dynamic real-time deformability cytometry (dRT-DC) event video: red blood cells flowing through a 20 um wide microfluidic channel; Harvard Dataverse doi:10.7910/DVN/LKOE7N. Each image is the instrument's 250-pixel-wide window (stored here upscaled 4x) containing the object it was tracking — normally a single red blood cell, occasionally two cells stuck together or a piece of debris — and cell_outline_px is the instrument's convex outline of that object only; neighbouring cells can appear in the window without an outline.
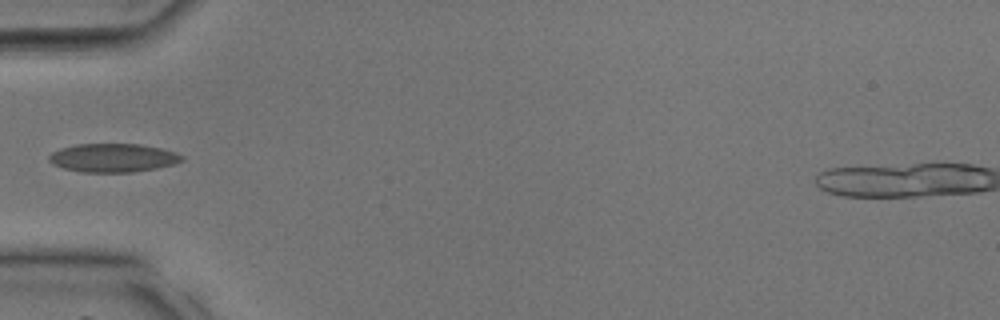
{"species": "common noctule bat (a hibernating species)", "species_latin": "Nyctalus noctula", "temperature_condition": "room temperature", "stored_images_in_passage": 26, "camera_frame_rate_fps": 3000, "um_per_image_px": 0.085, "animal": {"sex": "male", "body_mass_g": 17.9, "forearm_length_mm": 54.2}, "frame": {"image": 1, "passage_image": 1, "time_ms": 0.0, "image_size_px": [1000, 320], "cell_outline_px": [[184, 160], [176, 164], [156, 168], [132, 172], [80, 172], [64, 168], [52, 164], [48, 160], [48, 156], [52, 152], [60, 148], [76, 144], [140, 144], [160, 148], [176, 152], [184, 156]], "centroid_in_image_um": [9.61, 13.41], "position_along_channel_um": 75.4, "area_um2": 22.25}}
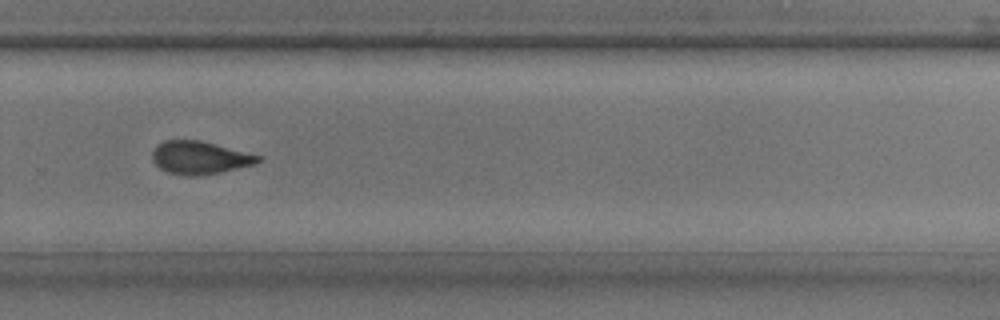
{"frame": {"image": 2, "passage_image": 14, "time_ms": 4.333, "image_size_px": [1000, 320], "cell_outline_px": [[264, 160], [256, 164], [220, 172], [196, 176], [188, 176], [168, 172], [160, 168], [152, 160], [152, 152], [156, 144], [164, 140], [200, 140], [264, 156]], "centroid_in_image_um": [17.01, 13.39], "position_along_channel_um": 312.8, "area_um2": 20.52}}
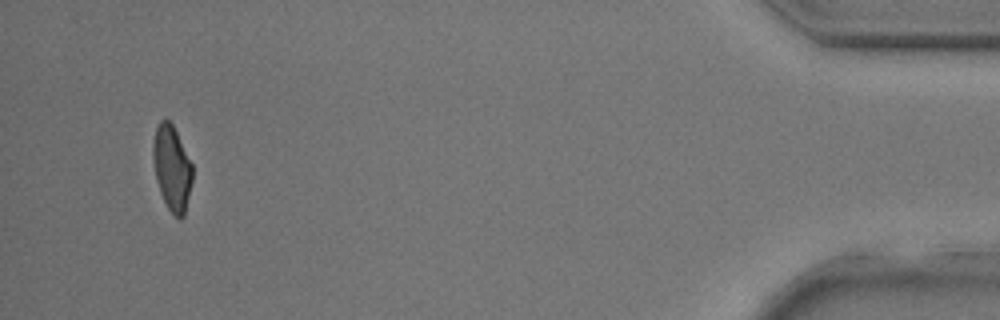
{"frame": {"image": 3, "passage_image": 24, "time_ms": 7.667, "image_size_px": [1000, 320], "cell_outline_px": [[192, 180], [184, 216], [180, 220], [168, 208], [160, 192], [156, 180], [152, 156], [152, 144], [156, 128], [160, 120], [168, 120], [172, 124], [192, 164]], "centroid_in_image_um": [14.6, 14.29], "position_along_channel_um": 420.6, "area_um2": 19.31}}